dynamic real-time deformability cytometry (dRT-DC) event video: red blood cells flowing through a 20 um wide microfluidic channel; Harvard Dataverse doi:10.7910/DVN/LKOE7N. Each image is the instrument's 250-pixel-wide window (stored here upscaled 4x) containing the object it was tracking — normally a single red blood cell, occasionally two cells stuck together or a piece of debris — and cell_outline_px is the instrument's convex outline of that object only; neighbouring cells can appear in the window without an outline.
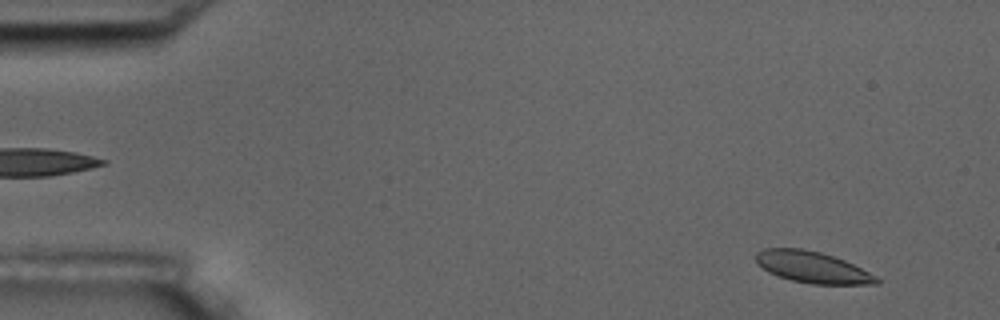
{"species": "common noctule bat (a hibernating species)", "species_latin": "Nyctalus noctula", "temperature_condition": "room temperature", "stored_images_in_passage": 9, "camera_frame_rate_fps": 3000, "um_per_image_px": 0.085, "animal": {"sex": "male", "body_mass_g": 17.5, "forearm_length_mm": 52.3}, "frame": {"image": 1, "passage_image": 1, "time_ms": 0.0, "image_size_px": [1000, 320], "cell_outline_px": [[880, 284], [812, 284], [792, 280], [768, 272], [756, 264], [756, 252], [764, 248], [804, 248], [820, 252], [844, 260], [876, 276], [880, 280]], "centroid_in_image_um": [69.02, 22.7], "position_along_channel_um": 16.0, "area_um2": 21.96}}
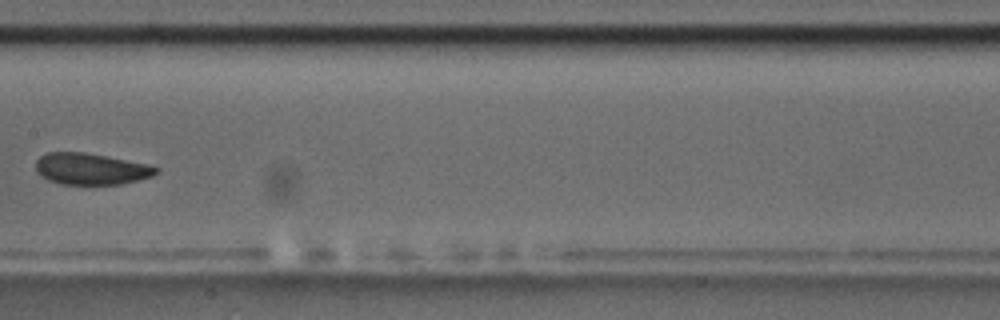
{"frame": {"image": 2, "passage_image": 8, "time_ms": 8.333, "image_size_px": [1000, 320], "cell_outline_px": [[160, 172], [152, 176], [120, 184], [60, 184], [48, 180], [40, 176], [36, 172], [36, 160], [40, 156], [48, 152], [84, 152], [144, 164], [160, 168]], "centroid_in_image_um": [7.68, 14.36], "position_along_channel_um": 199.7, "area_um2": 21.85}}
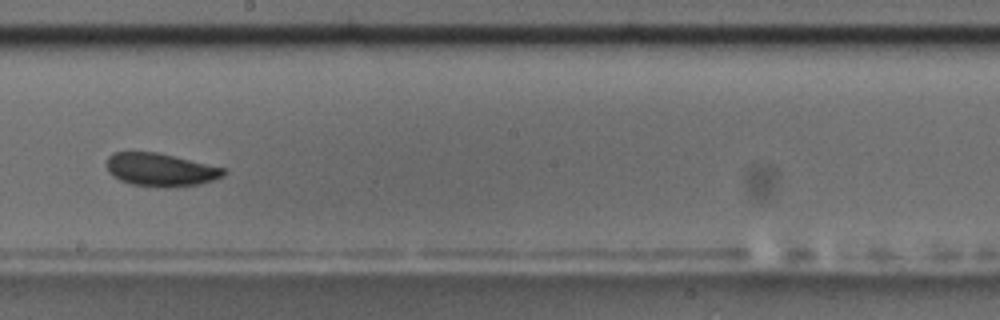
{"frame": {"image": 3, "passage_image": 9, "time_ms": 9.333, "image_size_px": [1000, 320], "cell_outline_px": [[228, 172], [224, 176], [200, 184], [132, 184], [120, 180], [112, 176], [108, 172], [108, 156], [112, 152], [156, 152], [224, 168]], "centroid_in_image_um": [13.62, 14.37], "position_along_channel_um": 234.6, "area_um2": 21.44}}